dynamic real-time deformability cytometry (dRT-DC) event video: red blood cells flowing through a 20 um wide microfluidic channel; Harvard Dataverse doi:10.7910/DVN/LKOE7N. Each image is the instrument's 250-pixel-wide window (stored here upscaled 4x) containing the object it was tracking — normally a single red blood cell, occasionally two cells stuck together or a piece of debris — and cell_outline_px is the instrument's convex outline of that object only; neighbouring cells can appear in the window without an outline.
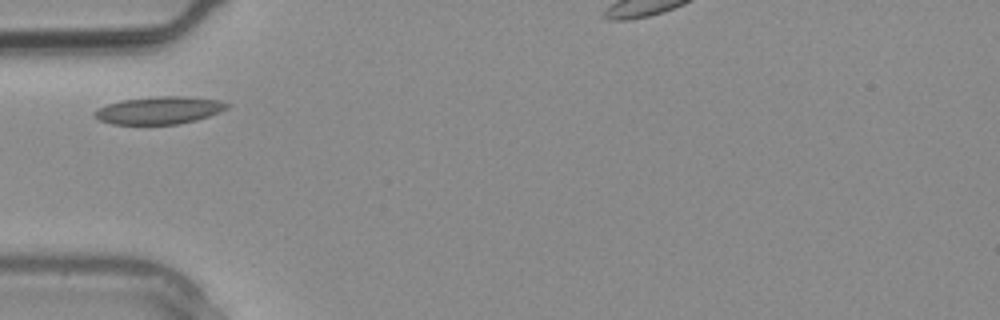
{"species": "common noctule bat (a hibernating species)", "species_latin": "Nyctalus noctula", "temperature_condition": "warm", "stored_images_in_passage": 5, "camera_frame_rate_fps": 3000, "um_per_image_px": 0.085, "animal": {"sex": "male", "body_mass_g": 20.4}, "frame": {"image": 1, "passage_image": 4, "time_ms": 1.0, "image_size_px": [1000, 320], "cell_outline_px": [[232, 104], [228, 108], [220, 112], [196, 120], [176, 124], [112, 124], [100, 120], [92, 116], [92, 112], [108, 104], [120, 100], [160, 96], [188, 96], [220, 100]], "centroid_in_image_um": [13.56, 9.37], "position_along_channel_um": 71.4, "area_um2": 21.33}}